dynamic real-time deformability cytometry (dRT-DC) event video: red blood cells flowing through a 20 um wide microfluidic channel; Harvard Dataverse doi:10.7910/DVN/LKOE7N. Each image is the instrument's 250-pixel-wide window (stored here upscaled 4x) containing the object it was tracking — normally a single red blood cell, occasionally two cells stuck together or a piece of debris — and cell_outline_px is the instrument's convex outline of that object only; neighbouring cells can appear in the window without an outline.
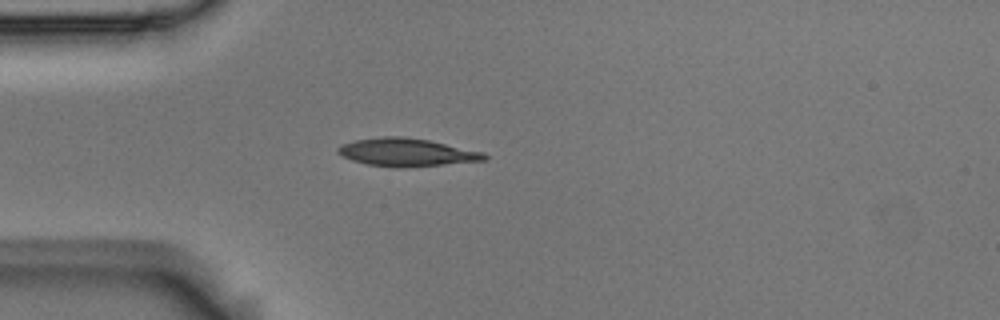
{"species": "Egyptian fruit bat (a non-hibernating species)", "species_latin": "Rousettus aegyptiacus", "temperature_condition": "room temperature", "stored_images_in_passage": 2, "camera_frame_rate_fps": 3000, "um_per_image_px": 0.085, "animal": {"sex": "male"}, "frame": {"image": 1, "passage_image": 2, "time_ms": 0.333, "image_size_px": [1000, 320], "cell_outline_px": [[488, 160], [444, 164], [368, 164], [352, 160], [336, 152], [336, 148], [344, 144], [356, 140], [384, 136], [404, 136], [428, 140], [484, 152], [488, 156]], "centroid_in_image_um": [34.6, 12.89], "position_along_channel_um": 50.4, "area_um2": 22.54}}